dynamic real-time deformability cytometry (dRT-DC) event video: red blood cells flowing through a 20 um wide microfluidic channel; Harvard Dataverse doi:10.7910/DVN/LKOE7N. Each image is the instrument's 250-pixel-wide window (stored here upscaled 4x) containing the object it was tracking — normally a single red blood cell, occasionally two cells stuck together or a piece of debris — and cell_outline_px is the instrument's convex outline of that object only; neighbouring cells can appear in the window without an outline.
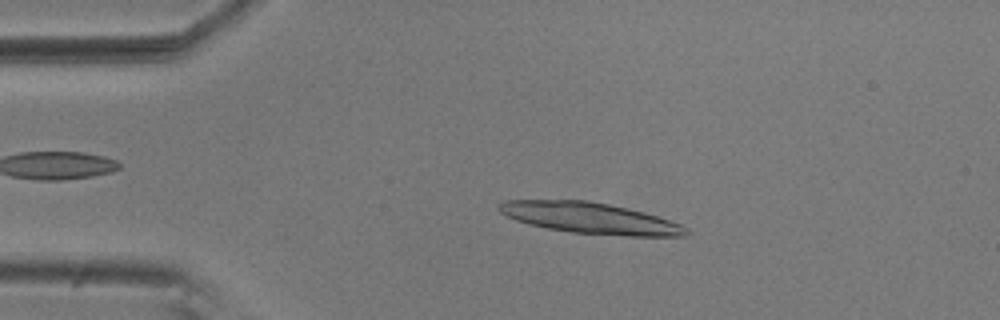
{"species": "common noctule bat (a hibernating species)", "species_latin": "Nyctalus noctula", "temperature_condition": "room temperature", "stored_images_in_passage": 16, "camera_frame_rate_fps": 3000, "um_per_image_px": 0.085, "animal": {"sex": "male", "body_mass_g": 20.5, "forearm_length_mm": 52.5}, "frame": {"image": 1, "passage_image": 10, "time_ms": 3.0, "image_size_px": [1000, 320], "cell_outline_px": [[692, 232], [684, 236], [628, 236], [572, 232], [548, 228], [528, 224], [516, 220], [500, 212], [496, 208], [504, 200], [588, 200], [608, 204], [644, 212], [680, 224], [688, 228]], "centroid_in_image_um": [50.16, 18.54], "position_along_channel_um": 34.8, "area_um2": 33.64}}